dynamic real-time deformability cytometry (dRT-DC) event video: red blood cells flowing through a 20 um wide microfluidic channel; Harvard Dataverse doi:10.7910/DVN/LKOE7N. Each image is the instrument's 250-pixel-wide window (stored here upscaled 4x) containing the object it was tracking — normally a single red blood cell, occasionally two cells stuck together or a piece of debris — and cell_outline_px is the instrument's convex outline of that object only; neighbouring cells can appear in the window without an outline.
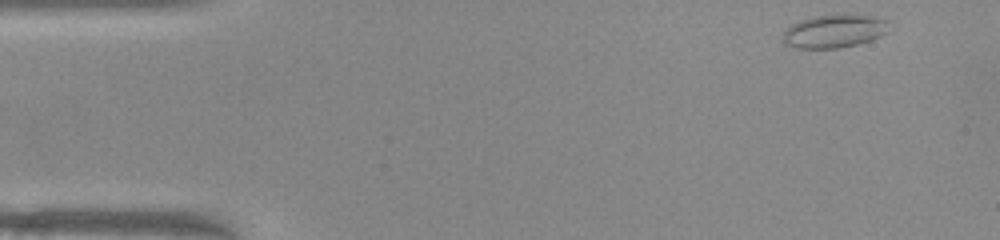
{"species": "common noctule bat (a hibernating species)", "species_latin": "Nyctalus noctula", "temperature_condition": "warm", "stored_images_in_passage": 48, "camera_frame_rate_fps": 3000, "um_per_image_px": 0.085, "animal": {"sex": "female", "body_mass_g": 22.0, "forearm_length_mm": 56.7}, "frame": {"image": 1, "passage_image": 1, "time_ms": 0.0, "image_size_px": [1000, 240], "cell_outline_px": [[888, 32], [872, 40], [856, 44], [836, 48], [796, 48], [784, 44], [784, 28], [800, 20], [812, 16], [872, 16], [888, 20]], "centroid_in_image_um": [70.89, 2.67], "position_along_channel_um": 14.1, "area_um2": 20.17}}
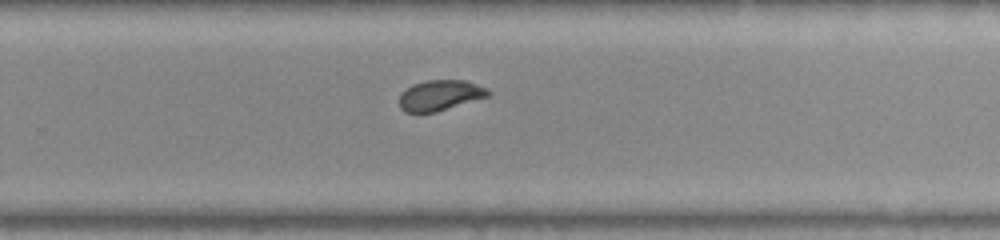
{"frame": {"image": 2, "passage_image": 30, "time_ms": 9.667, "image_size_px": [1000, 240], "cell_outline_px": [[492, 92], [488, 96], [436, 112], [404, 112], [400, 108], [400, 96], [412, 84], [428, 80], [464, 80], [488, 88]], "centroid_in_image_um": [37.43, 8.1], "position_along_channel_um": 292.4, "area_um2": 15.61}}
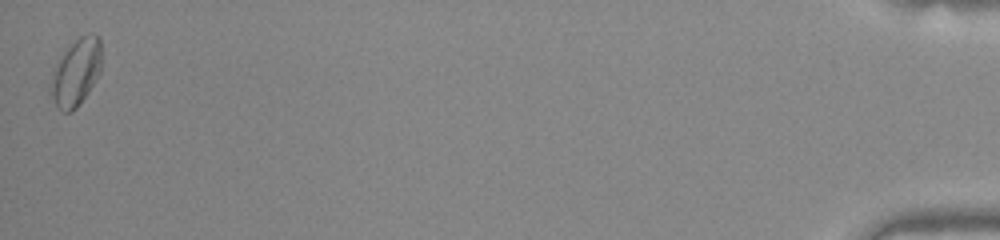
{"frame": {"image": 3, "passage_image": 48, "time_ms": 15.667, "image_size_px": [1000, 240], "cell_outline_px": [[100, 72], [88, 92], [76, 108], [72, 112], [64, 112], [56, 104], [48, 92], [48, 84], [52, 72], [64, 52], [80, 36], [92, 32], [100, 36]], "centroid_in_image_um": [6.44, 6.15], "position_along_channel_um": 428.8, "area_um2": 19.71}, "authors_computed_cell_mechanics": {"area_um2": 16.7331, "velocity_mm_per_s": 3.9512, "shape_relaxation_time_tau1_ms": 6.4077, "shape_relaxation_time_tau2_ms": 1.0923, "deformation_change_tau1": 0.1268, "deformation_change_tau2": 0.0519}}